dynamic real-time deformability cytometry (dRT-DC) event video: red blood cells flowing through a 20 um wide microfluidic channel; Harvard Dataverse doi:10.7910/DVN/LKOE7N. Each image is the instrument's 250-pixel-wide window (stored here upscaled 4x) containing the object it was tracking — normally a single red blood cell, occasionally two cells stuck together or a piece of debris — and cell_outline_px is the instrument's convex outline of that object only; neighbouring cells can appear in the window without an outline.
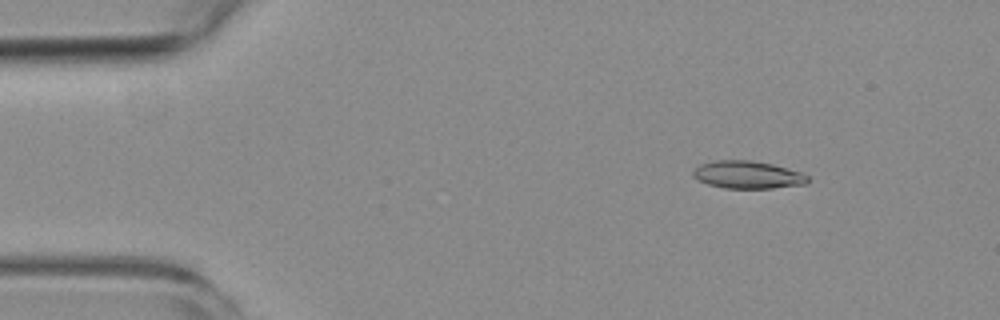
{"species": "common noctule bat (a hibernating species)", "species_latin": "Nyctalus noctula", "temperature_condition": "room temperature", "stored_images_in_passage": 4, "camera_frame_rate_fps": 3000, "um_per_image_px": 0.085, "animal": {"sex": "female", "body_mass_g": 19.3, "forearm_length_mm": 54.1}, "frame": {"image": 1, "passage_image": 2, "time_ms": 1.0, "image_size_px": [1000, 320], "cell_outline_px": [[808, 180], [804, 184], [772, 188], [724, 188], [708, 184], [696, 180], [692, 176], [692, 172], [700, 164], [712, 160], [752, 160], [772, 164], [804, 172], [808, 176]], "centroid_in_image_um": [63.53, 14.85], "position_along_channel_um": 21.5, "area_um2": 18.61}}